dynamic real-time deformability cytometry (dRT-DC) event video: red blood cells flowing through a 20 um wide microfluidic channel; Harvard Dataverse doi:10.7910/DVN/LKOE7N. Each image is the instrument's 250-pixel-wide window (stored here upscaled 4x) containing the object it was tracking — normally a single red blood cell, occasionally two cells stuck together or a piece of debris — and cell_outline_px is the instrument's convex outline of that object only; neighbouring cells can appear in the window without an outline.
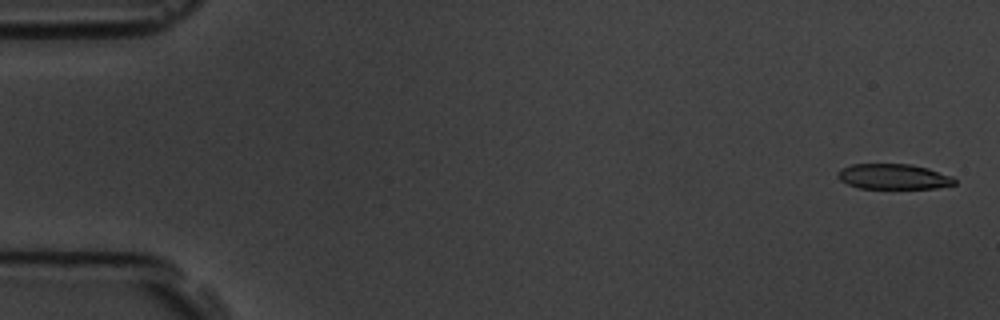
{"species": "common noctule bat (a hibernating species)", "species_latin": "Nyctalus noctula", "temperature_condition": "room temperature", "stored_images_in_passage": 58, "camera_frame_rate_fps": 3000, "um_per_image_px": 0.085, "animal": {"sex": "male", "body_mass_g": 19.5, "forearm_length_mm": 54.6}, "frame": {"image": 1, "passage_image": 2, "time_ms": 0.333, "image_size_px": [1000, 320], "cell_outline_px": [[956, 184], [936, 188], [860, 188], [848, 184], [840, 180], [836, 176], [836, 172], [840, 168], [852, 164], [912, 164], [928, 168], [952, 176], [956, 180]], "centroid_in_image_um": [75.93, 15.0], "position_along_channel_um": 9.1, "area_um2": 17.34}}
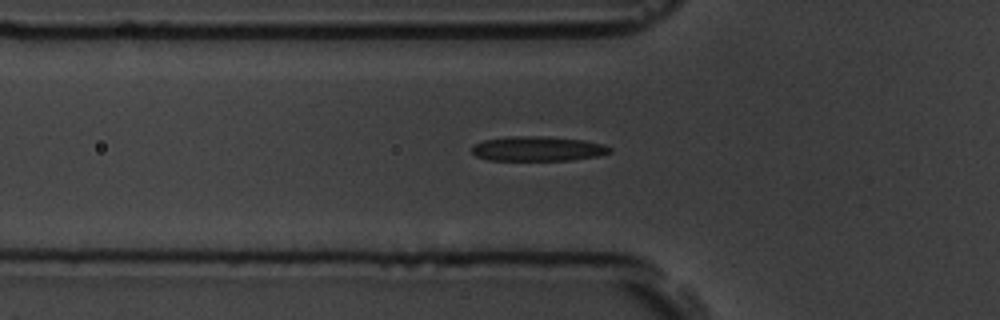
{"frame": {"image": 2, "passage_image": 20, "time_ms": 6.333, "image_size_px": [1000, 320], "cell_outline_px": [[612, 152], [596, 156], [572, 160], [488, 160], [476, 156], [472, 152], [472, 144], [484, 140], [508, 136], [540, 136], [584, 140], [604, 144], [612, 148]], "centroid_in_image_um": [45.7, 12.64], "position_along_channel_um": 80.1, "area_um2": 19.94}}
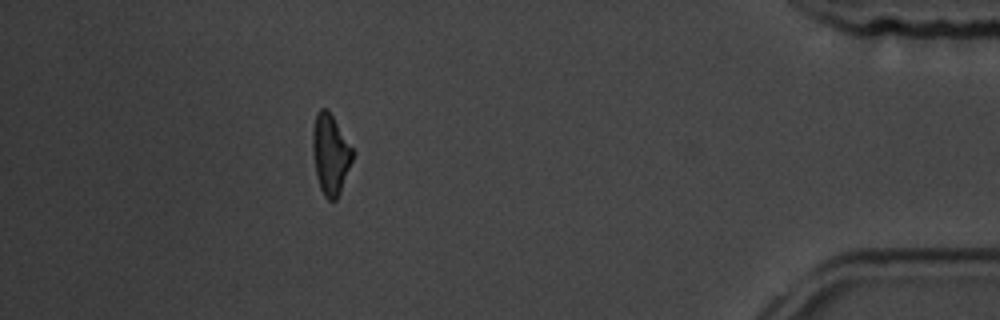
{"frame": {"image": 3, "passage_image": 52, "time_ms": 17.0, "image_size_px": [1000, 320], "cell_outline_px": [[352, 160], [340, 192], [336, 200], [328, 200], [324, 196], [320, 188], [316, 176], [312, 152], [312, 132], [316, 112], [320, 108], [328, 108], [352, 148]], "centroid_in_image_um": [28.05, 13.09], "position_along_channel_um": 407.1, "area_um2": 18.61}, "authors_computed_cell_mechanics": {"area_um2": 19.2763, "velocity_mm_per_s": 3.5413, "shape_relaxation_time_tau1_ms": 4.201, "shape_relaxation_time_tau2_ms": 3.8282, "deformation_change_tau1": 0.1497, "deformation_change_tau2": 0.1381}}